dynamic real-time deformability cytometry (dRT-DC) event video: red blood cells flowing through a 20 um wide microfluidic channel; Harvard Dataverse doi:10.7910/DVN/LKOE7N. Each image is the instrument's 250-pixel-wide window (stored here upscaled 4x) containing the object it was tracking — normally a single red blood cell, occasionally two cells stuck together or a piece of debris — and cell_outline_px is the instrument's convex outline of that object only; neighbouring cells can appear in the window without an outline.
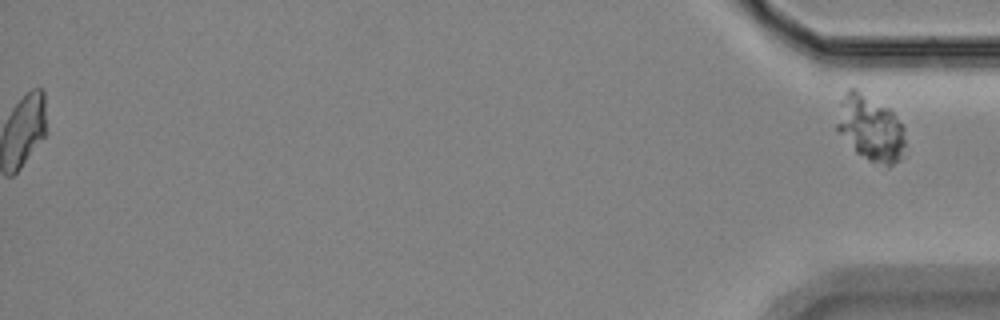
{"species": "Egyptian fruit bat (a non-hibernating species)", "species_latin": "Rousettus aegyptiacus", "temperature_condition": "room temperature", "stored_images_in_passage": 58, "segment_of_instrument_passage": [2, 2], "camera_frame_rate_fps": 3000, "um_per_image_px": 0.085, "animal": {"sex": "female"}, "frame": {"image": 1, "passage_image": 58, "time_ms": 19.0, "image_size_px": [1000, 320], "cell_outline_px": [[904, 156], [900, 160], [888, 168], [868, 160], [856, 152], [836, 132], [836, 124], [840, 100], [848, 88], [856, 88], [888, 108], [892, 112], [904, 128]], "centroid_in_image_um": [73.97, 10.92], "position_along_channel_um": 361.2, "area_um2": 26.53}}